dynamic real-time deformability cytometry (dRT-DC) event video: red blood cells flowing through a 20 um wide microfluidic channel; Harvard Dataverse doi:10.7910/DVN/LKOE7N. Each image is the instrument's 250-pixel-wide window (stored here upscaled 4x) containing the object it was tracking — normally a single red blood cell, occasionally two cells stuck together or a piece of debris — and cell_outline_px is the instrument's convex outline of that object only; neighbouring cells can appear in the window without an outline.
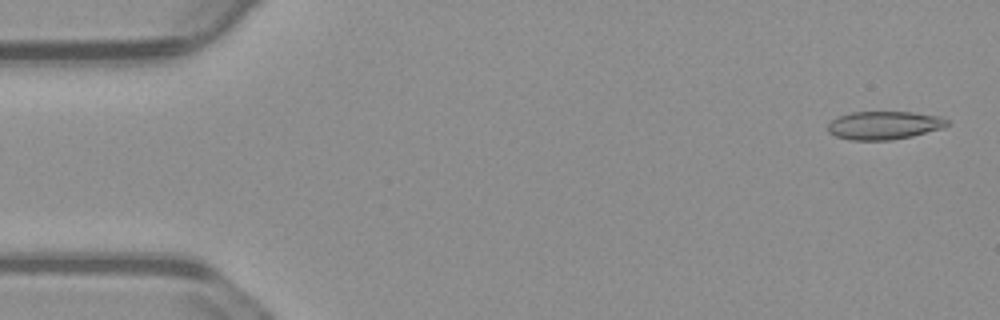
{"species": "common noctule bat (a hibernating species)", "species_latin": "Nyctalus noctula", "temperature_condition": "warm", "stored_images_in_passage": 55, "camera_frame_rate_fps": 3000, "um_per_image_px": 0.085, "animal": {"sex": "male", "body_mass_g": 23.1, "forearm_length_mm": 52.7}, "frame": {"image": 1, "passage_image": 2, "time_ms": 0.333, "image_size_px": [1000, 320], "cell_outline_px": [[948, 124], [944, 128], [912, 136], [892, 140], [848, 140], [836, 136], [828, 132], [828, 124], [836, 116], [852, 112], [912, 112], [940, 116], [948, 120]], "centroid_in_image_um": [75.14, 10.65], "position_along_channel_um": 9.9, "area_um2": 19.77}}
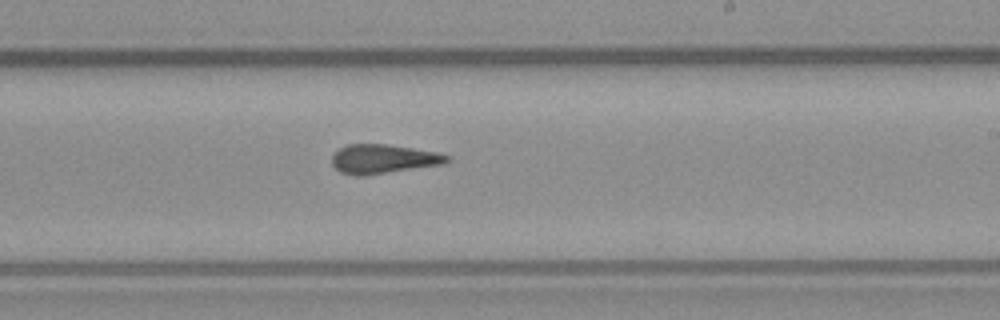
{"frame": {"image": 2, "passage_image": 32, "time_ms": 10.333, "image_size_px": [1000, 320], "cell_outline_px": [[452, 160], [444, 164], [364, 176], [356, 176], [340, 172], [332, 164], [332, 156], [340, 148], [348, 144], [388, 144], [440, 152], [452, 156]], "centroid_in_image_um": [32.64, 13.51], "position_along_channel_um": 256.4, "area_um2": 19.83}}
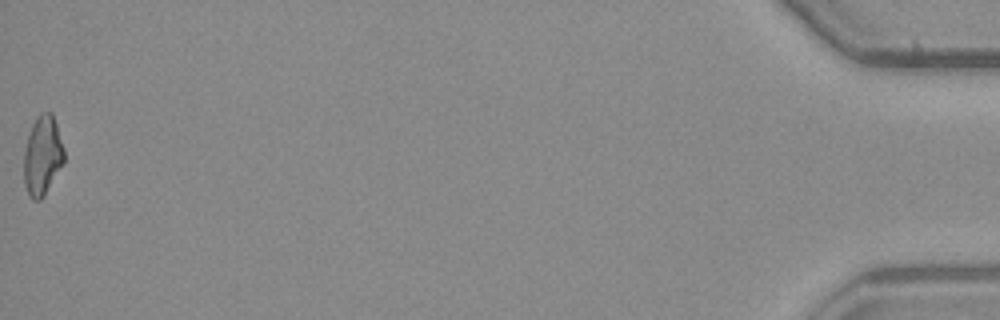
{"frame": {"image": 3, "passage_image": 55, "time_ms": 18.0, "image_size_px": [1000, 320], "cell_outline_px": [[64, 160], [44, 196], [40, 200], [32, 200], [28, 196], [24, 184], [24, 152], [28, 136], [32, 124], [36, 116], [40, 112], [52, 112], [64, 148]], "centroid_in_image_um": [3.59, 13.22], "position_along_channel_um": 431.6, "area_um2": 18.55}, "authors_computed_cell_mechanics": {"area_um2": 19.652, "velocity_mm_per_s": 3.7208, "shape_relaxation_time_tau1_ms": null, "shape_relaxation_time_tau2_ms": 3.9642, "deformation_change_tau1": null, "deformation_change_tau2": 0.102}}